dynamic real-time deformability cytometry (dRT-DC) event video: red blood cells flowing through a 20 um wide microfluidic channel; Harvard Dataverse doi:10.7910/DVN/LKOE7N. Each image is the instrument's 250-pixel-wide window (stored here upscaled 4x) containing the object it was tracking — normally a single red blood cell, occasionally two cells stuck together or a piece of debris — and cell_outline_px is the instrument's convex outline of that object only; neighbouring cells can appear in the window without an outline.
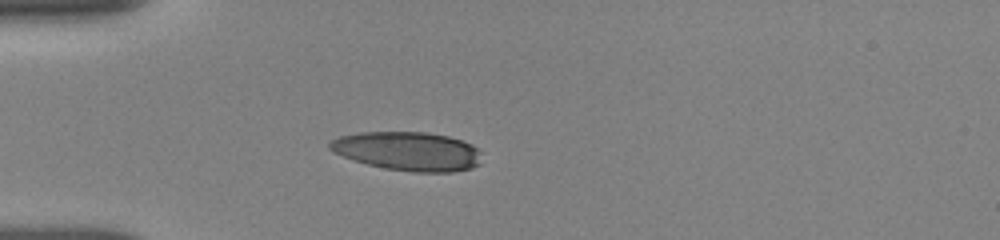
{"species": "human", "species_latin": "Homo sapiens", "temperature_condition": "room temperature", "stored_images_in_passage": 9, "camera_frame_rate_fps": 3000, "um_per_image_px": 0.085, "donor": {"sex": "female"}, "frame": {"image": 1, "passage_image": 6, "time_ms": 4.0, "image_size_px": [1000, 240], "cell_outline_px": [[480, 164], [472, 168], [452, 172], [412, 172], [384, 168], [368, 164], [332, 152], [328, 148], [328, 144], [332, 140], [340, 136], [360, 132], [428, 132], [448, 136], [472, 144], [480, 152]], "centroid_in_image_um": [34.68, 12.85], "position_along_channel_um": 50.3, "area_um2": 34.39}}
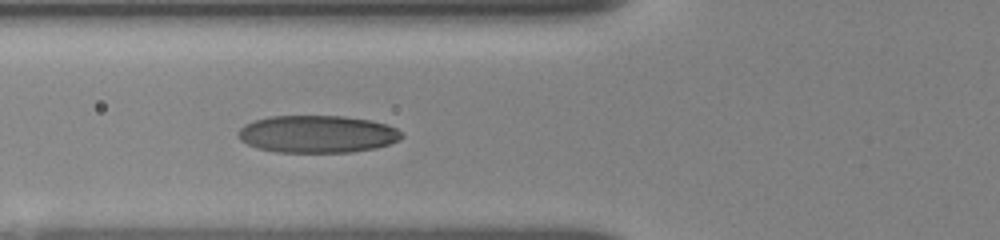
{"frame": {"image": 2, "passage_image": 8, "time_ms": 5.667, "image_size_px": [1000, 240], "cell_outline_px": [[404, 136], [400, 140], [376, 148], [352, 152], [276, 152], [260, 148], [248, 144], [240, 140], [240, 128], [244, 124], [268, 116], [344, 116], [372, 120], [388, 124], [396, 128]], "centroid_in_image_um": [27.02, 11.39], "position_along_channel_um": 98.8, "area_um2": 35.6}}